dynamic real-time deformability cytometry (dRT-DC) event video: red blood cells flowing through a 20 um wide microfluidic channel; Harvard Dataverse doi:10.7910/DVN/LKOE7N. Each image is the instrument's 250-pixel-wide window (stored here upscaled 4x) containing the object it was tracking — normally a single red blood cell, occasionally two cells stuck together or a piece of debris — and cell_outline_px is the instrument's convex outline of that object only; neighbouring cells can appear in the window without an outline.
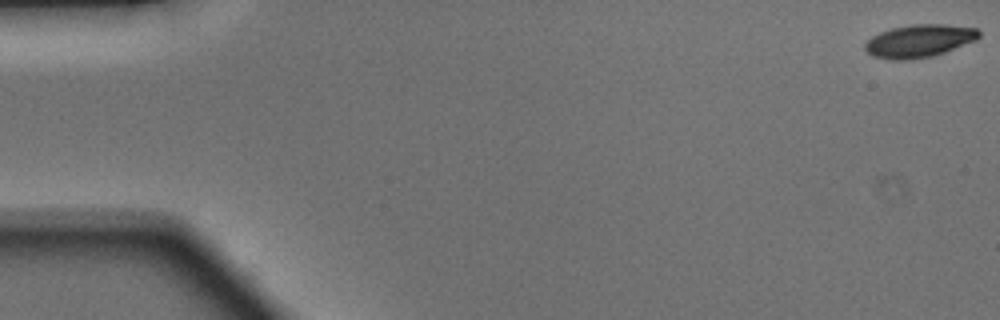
{"species": "Egyptian fruit bat (a non-hibernating species)", "species_latin": "Rousettus aegyptiacus", "temperature_condition": "warm", "stored_images_in_passage": 49, "camera_frame_rate_fps": 3000, "um_per_image_px": 0.085, "animal": {"sex": "male"}, "frame": {"image": 1, "passage_image": 1, "time_ms": 0.0, "image_size_px": [1000, 320], "cell_outline_px": [[980, 36], [976, 40], [944, 52], [932, 56], [912, 60], [892, 60], [872, 56], [864, 48], [864, 44], [872, 36], [880, 32], [892, 28], [912, 24], [944, 24], [976, 28], [980, 32]], "centroid_in_image_um": [78.12, 3.48], "position_along_channel_um": 6.9, "area_um2": 21.79}}
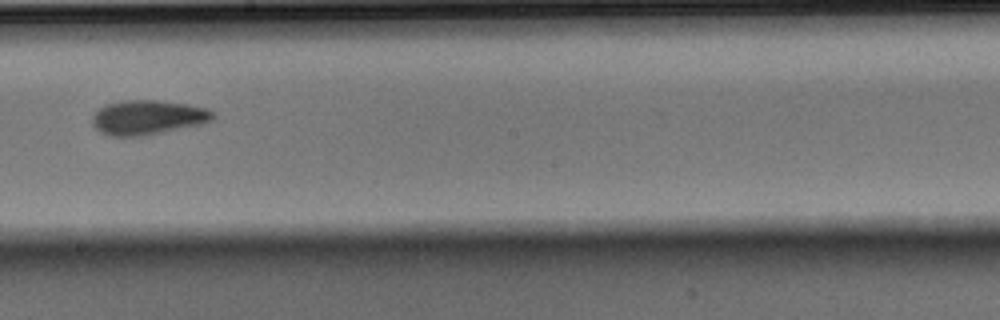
{"frame": {"image": 2, "passage_image": 28, "time_ms": 9.0, "image_size_px": [1000, 320], "cell_outline_px": [[216, 116], [212, 120], [200, 124], [164, 132], [144, 136], [108, 136], [100, 132], [92, 124], [92, 116], [104, 104], [124, 100], [156, 100], [188, 104], [208, 108], [216, 112]], "centroid_in_image_um": [12.57, 9.98], "position_along_channel_um": 235.6, "area_um2": 24.51}}
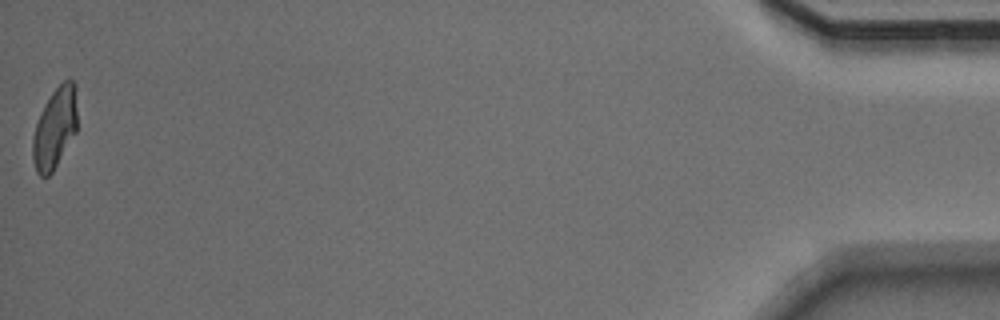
{"frame": {"image": 3, "passage_image": 49, "time_ms": 16.0, "image_size_px": [1000, 320], "cell_outline_px": [[76, 132], [52, 172], [48, 176], [40, 176], [36, 172], [32, 160], [32, 136], [40, 112], [44, 104], [52, 92], [68, 76], [76, 84]], "centroid_in_image_um": [4.65, 10.87], "position_along_channel_um": 430.6, "area_um2": 21.1}, "authors_computed_cell_mechanics": {"area_um2": 22.5998, "velocity_mm_per_s": 4.161, "shape_relaxation_time_tau1_ms": 5.5872, "shape_relaxation_time_tau2_ms": 2.8283, "deformation_change_tau1": 0.1894, "deformation_change_tau2": 0.0963}}